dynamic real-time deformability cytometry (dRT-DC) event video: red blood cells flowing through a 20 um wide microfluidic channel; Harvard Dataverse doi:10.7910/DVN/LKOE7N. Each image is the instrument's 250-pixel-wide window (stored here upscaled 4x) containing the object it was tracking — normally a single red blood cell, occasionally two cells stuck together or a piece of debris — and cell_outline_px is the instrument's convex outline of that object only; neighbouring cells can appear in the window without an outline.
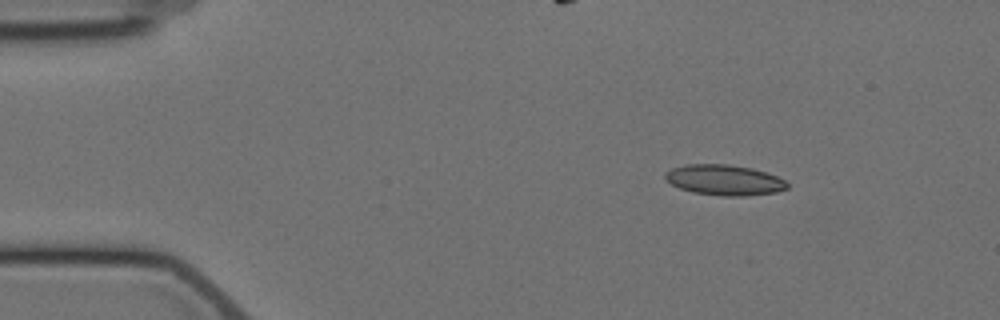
{"species": "Egyptian fruit bat (a non-hibernating species)", "species_latin": "Rousettus aegyptiacus", "temperature_condition": "cold", "stored_images_in_passage": 4, "camera_frame_rate_fps": 3000, "um_per_image_px": 0.085, "animal": {"sex": "female"}, "frame": {"image": 1, "passage_image": 2, "time_ms": 1.0, "image_size_px": [1000, 320], "cell_outline_px": [[788, 188], [776, 192], [744, 196], [720, 196], [692, 192], [680, 188], [664, 180], [664, 172], [672, 168], [684, 164], [728, 164], [752, 168], [776, 176], [784, 180], [788, 184]], "centroid_in_image_um": [61.52, 15.3], "position_along_channel_um": 23.5, "area_um2": 21.79}}